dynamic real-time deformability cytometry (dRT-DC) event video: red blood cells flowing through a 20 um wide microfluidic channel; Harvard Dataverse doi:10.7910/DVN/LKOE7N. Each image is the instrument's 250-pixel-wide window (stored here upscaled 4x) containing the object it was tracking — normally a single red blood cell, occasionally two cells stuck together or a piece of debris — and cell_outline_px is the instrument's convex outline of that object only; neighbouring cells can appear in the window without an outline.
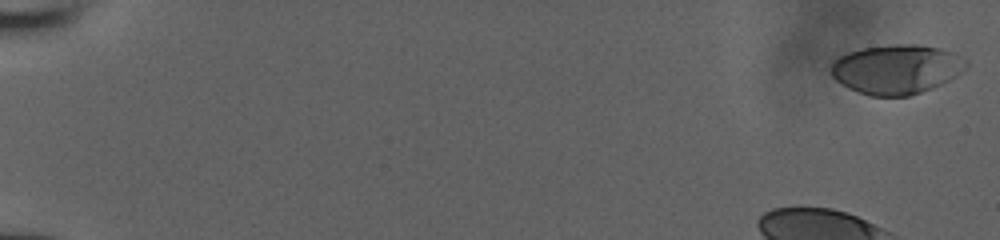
{"species": "human", "species_latin": "Homo sapiens", "temperature_condition": "room temperature", "stored_images_in_passage": 41, "camera_frame_rate_fps": 3000, "um_per_image_px": 0.085, "donor": {"sex": "male"}, "frame": {"image": 1, "passage_image": 1, "time_ms": 0.0, "image_size_px": [1000, 240], "cell_outline_px": [[956, 76], [940, 84], [920, 92], [908, 96], [868, 96], [848, 88], [836, 80], [832, 76], [832, 64], [840, 56], [848, 52], [860, 48], [892, 44], [916, 44], [940, 48], [948, 52]], "centroid_in_image_um": [75.94, 5.9], "position_along_channel_um": 9.1, "area_um2": 36.93}}
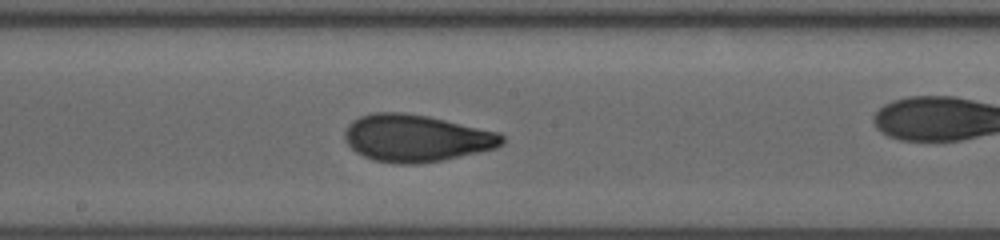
{"frame": {"image": 2, "passage_image": 28, "time_ms": 9.0, "image_size_px": [1000, 240], "cell_outline_px": [[504, 144], [496, 148], [444, 160], [416, 164], [396, 164], [372, 160], [356, 152], [344, 140], [344, 132], [348, 124], [352, 120], [360, 116], [376, 112], [404, 112], [428, 116], [500, 132], [504, 136]], "centroid_in_image_um": [35.38, 11.74], "position_along_channel_um": 212.8, "area_um2": 43.52}}
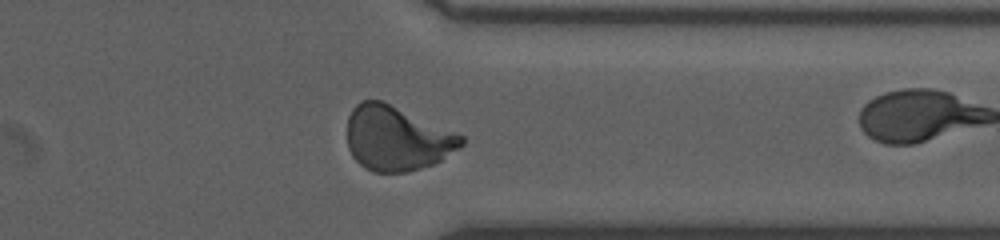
{"frame": {"image": 3, "passage_image": 40, "time_ms": 13.0, "image_size_px": [1000, 240], "cell_outline_px": [[464, 144], [460, 148], [440, 160], [432, 164], [420, 168], [404, 172], [372, 172], [364, 168], [352, 156], [348, 148], [348, 116], [352, 108], [360, 100], [380, 100], [456, 132], [464, 136]], "centroid_in_image_um": [33.71, 11.76], "position_along_channel_um": 377.7, "area_um2": 42.77}}